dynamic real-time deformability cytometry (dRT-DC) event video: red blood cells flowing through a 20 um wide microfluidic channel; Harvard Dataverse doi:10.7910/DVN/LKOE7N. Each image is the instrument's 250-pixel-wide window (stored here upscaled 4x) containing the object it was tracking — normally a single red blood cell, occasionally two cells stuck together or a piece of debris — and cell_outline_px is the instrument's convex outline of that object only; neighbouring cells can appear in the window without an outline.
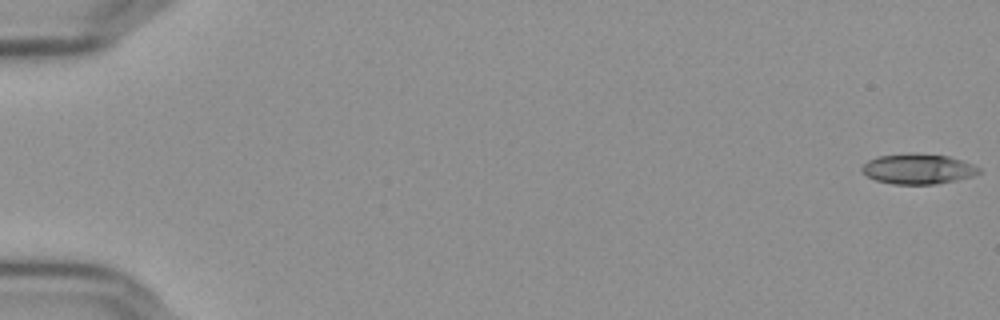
{"species": "Egyptian fruit bat (a non-hibernating species)", "species_latin": "Rousettus aegyptiacus", "temperature_condition": "cold", "stored_images_in_passage": 57, "camera_frame_rate_fps": 3000, "um_per_image_px": 0.085, "frame": {"image": 1, "passage_image": 1, "time_ms": 0.0, "image_size_px": [1000, 320], "cell_outline_px": [[980, 172], [972, 176], [956, 180], [936, 184], [892, 184], [876, 180], [868, 176], [860, 168], [868, 160], [880, 156], [912, 152], [916, 152], [948, 156], [972, 164], [980, 168]], "centroid_in_image_um": [78.03, 14.35], "position_along_channel_um": 7.0, "area_um2": 20.58}}
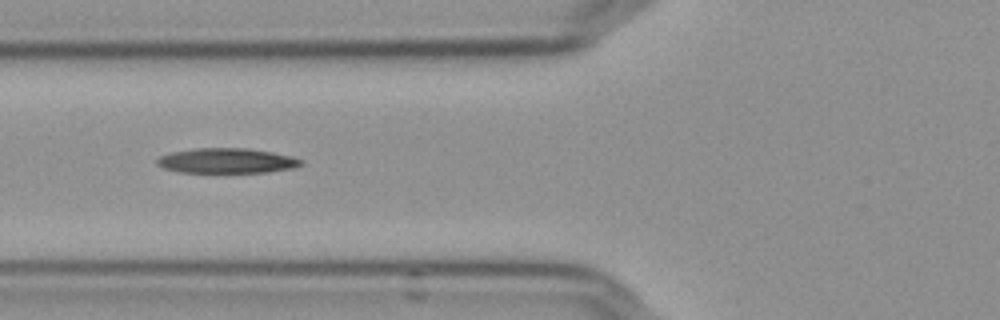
{"frame": {"image": 2, "passage_image": 23, "time_ms": 7.333, "image_size_px": [1000, 320], "cell_outline_px": [[304, 164], [292, 168], [268, 172], [180, 172], [164, 168], [156, 164], [156, 160], [160, 156], [172, 152], [196, 148], [248, 148], [272, 152], [292, 156], [304, 160]], "centroid_in_image_um": [19.3, 13.66], "position_along_channel_um": 106.5, "area_um2": 20.98}}
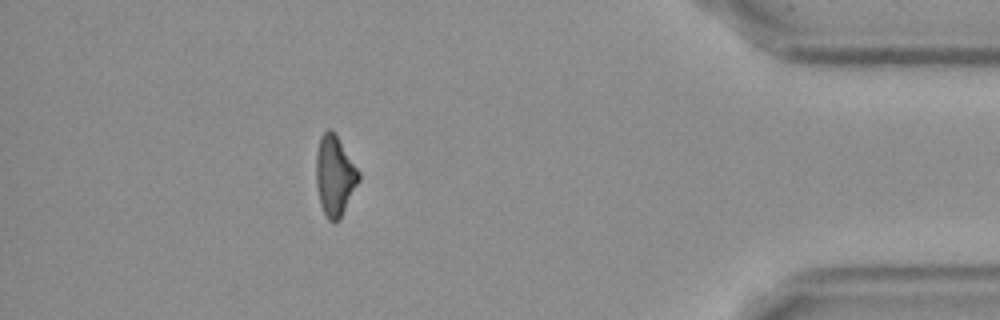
{"frame": {"image": 3, "passage_image": 51, "time_ms": 16.667, "image_size_px": [1000, 320], "cell_outline_px": [[360, 180], [340, 220], [332, 224], [328, 220], [320, 204], [316, 184], [316, 152], [320, 136], [328, 128], [332, 128], [360, 172]], "centroid_in_image_um": [28.45, 14.95], "position_along_channel_um": 406.7, "area_um2": 20.17}, "authors_computed_cell_mechanics": {"area_um2": 20.8658, "velocity_mm_per_s": 3.6585, "shape_relaxation_time_tau1_ms": 4.4255, "shape_relaxation_time_tau2_ms": null, "deformation_change_tau1": 0.1457, "deformation_change_tau2": null}}